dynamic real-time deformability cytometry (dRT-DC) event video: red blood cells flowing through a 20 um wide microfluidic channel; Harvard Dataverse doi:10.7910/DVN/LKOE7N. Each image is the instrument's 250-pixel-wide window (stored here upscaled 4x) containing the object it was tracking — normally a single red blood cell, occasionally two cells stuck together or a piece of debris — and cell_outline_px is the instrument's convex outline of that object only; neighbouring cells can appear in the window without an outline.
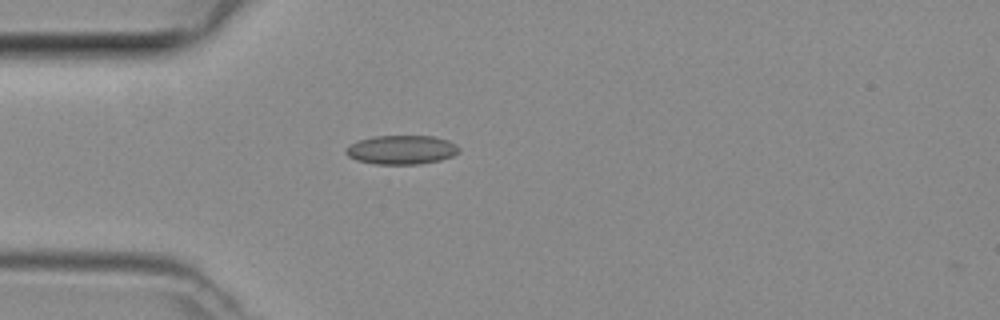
{"species": "common noctule bat (a hibernating species)", "species_latin": "Nyctalus noctula", "temperature_condition": "room temperature", "stored_images_in_passage": 35, "camera_frame_rate_fps": 3000, "um_per_image_px": 0.085, "animal": {"sex": "female", "body_mass_g": 29.2, "forearm_length_mm": 56.3}, "frame": {"image": 1, "passage_image": 1, "time_ms": 0.0, "image_size_px": [1000, 320], "cell_outline_px": [[460, 152], [452, 156], [440, 160], [420, 164], [376, 164], [356, 160], [348, 156], [344, 152], [344, 148], [348, 144], [360, 140], [376, 136], [432, 136], [448, 140], [456, 144], [460, 148]], "centroid_in_image_um": [34.12, 12.73], "position_along_channel_um": 50.9, "area_um2": 19.25}}
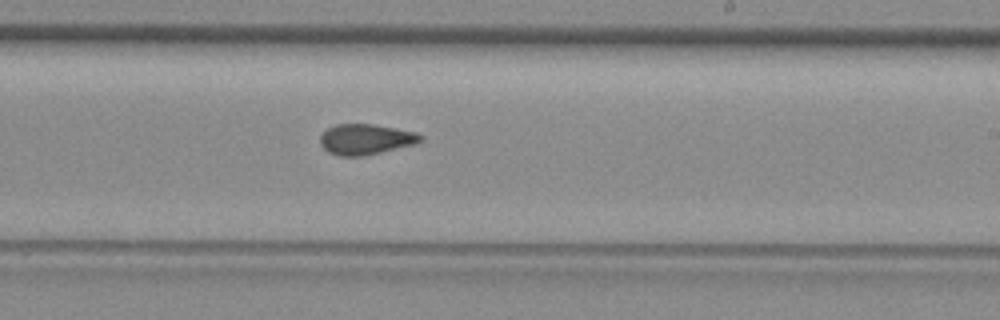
{"frame": {"image": 2, "passage_image": 16, "time_ms": 5.0, "image_size_px": [1000, 320], "cell_outline_px": [[424, 136], [416, 144], [364, 156], [340, 156], [328, 152], [320, 144], [320, 136], [328, 128], [336, 124], [372, 124], [396, 128], [416, 132]], "centroid_in_image_um": [31.09, 11.84], "position_along_channel_um": 257.9, "area_um2": 17.86}}
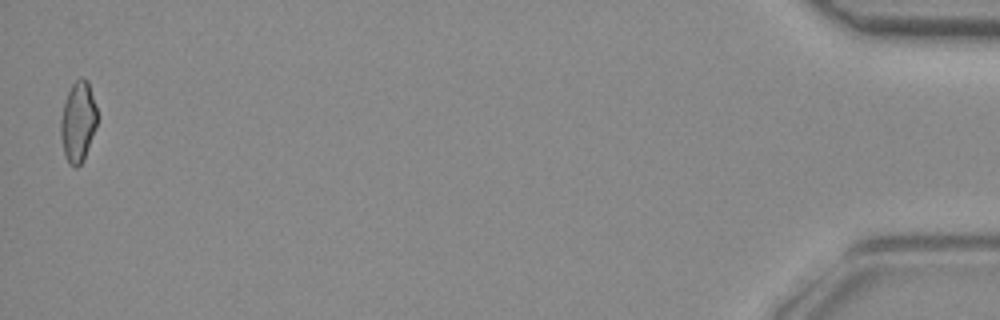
{"frame": {"image": 3, "passage_image": 35, "time_ms": 11.333, "image_size_px": [1000, 320], "cell_outline_px": [[96, 124], [84, 160], [76, 168], [68, 164], [64, 152], [60, 136], [60, 120], [64, 104], [68, 92], [72, 84], [76, 80], [88, 80], [96, 108]], "centroid_in_image_um": [6.61, 10.39], "position_along_channel_um": 428.6, "area_um2": 16.76}}